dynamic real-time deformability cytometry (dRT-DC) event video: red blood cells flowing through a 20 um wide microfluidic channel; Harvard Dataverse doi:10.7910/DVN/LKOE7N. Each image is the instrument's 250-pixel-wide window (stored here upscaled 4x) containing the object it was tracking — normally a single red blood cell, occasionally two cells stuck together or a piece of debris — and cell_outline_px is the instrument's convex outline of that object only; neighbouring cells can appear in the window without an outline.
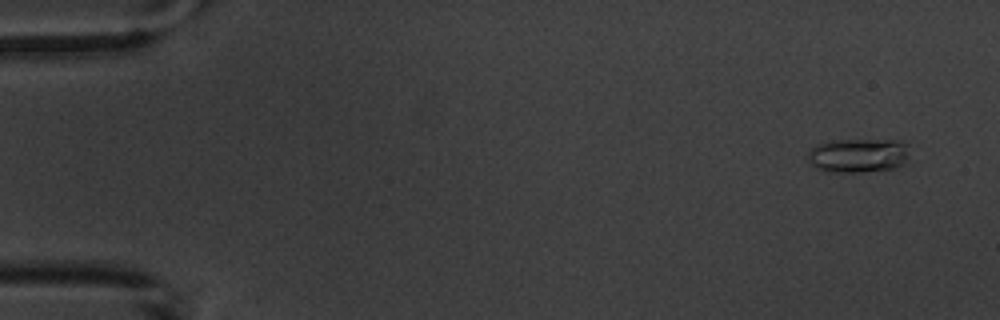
{"species": "common noctule bat (a hibernating species)", "species_latin": "Nyctalus noctula", "temperature_condition": "warm", "stored_images_in_passage": 5, "camera_frame_rate_fps": 3000, "um_per_image_px": 0.085, "animal": {"sex": "male", "body_mass_g": 20.1, "forearm_length_mm": 53.5}, "frame": {"image": 1, "passage_image": 1, "time_ms": 0.0, "image_size_px": [1000, 320], "cell_outline_px": [[908, 144], [904, 164], [892, 168], [860, 172], [824, 172], [816, 168], [808, 160], [808, 152], [816, 144], [828, 140], [900, 140]], "centroid_in_image_um": [72.9, 13.2], "position_along_channel_um": 12.1, "area_um2": 20.29}}